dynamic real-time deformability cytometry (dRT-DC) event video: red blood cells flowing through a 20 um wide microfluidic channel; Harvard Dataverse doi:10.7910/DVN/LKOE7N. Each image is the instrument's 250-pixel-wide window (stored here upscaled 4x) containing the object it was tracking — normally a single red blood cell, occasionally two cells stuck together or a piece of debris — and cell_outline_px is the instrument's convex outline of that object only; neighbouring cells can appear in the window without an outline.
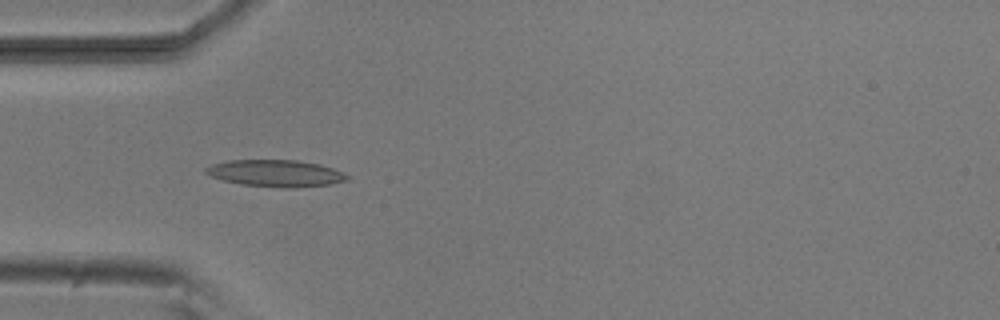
{"species": "common noctule bat (a hibernating species)", "species_latin": "Nyctalus noctula", "temperature_condition": "room temperature", "stored_images_in_passage": 5, "camera_frame_rate_fps": 3000, "um_per_image_px": 0.085, "animal": {"sex": "male", "body_mass_g": 20.5, "forearm_length_mm": 52.5}, "frame": {"image": 1, "passage_image": 5, "time_ms": 4.667, "image_size_px": [1000, 320], "cell_outline_px": [[348, 180], [332, 184], [292, 188], [280, 188], [244, 184], [224, 180], [212, 176], [204, 172], [204, 168], [212, 164], [228, 160], [296, 160], [320, 164], [344, 172], [348, 176]], "centroid_in_image_um": [23.46, 14.72], "position_along_channel_um": 61.5, "area_um2": 22.08}}